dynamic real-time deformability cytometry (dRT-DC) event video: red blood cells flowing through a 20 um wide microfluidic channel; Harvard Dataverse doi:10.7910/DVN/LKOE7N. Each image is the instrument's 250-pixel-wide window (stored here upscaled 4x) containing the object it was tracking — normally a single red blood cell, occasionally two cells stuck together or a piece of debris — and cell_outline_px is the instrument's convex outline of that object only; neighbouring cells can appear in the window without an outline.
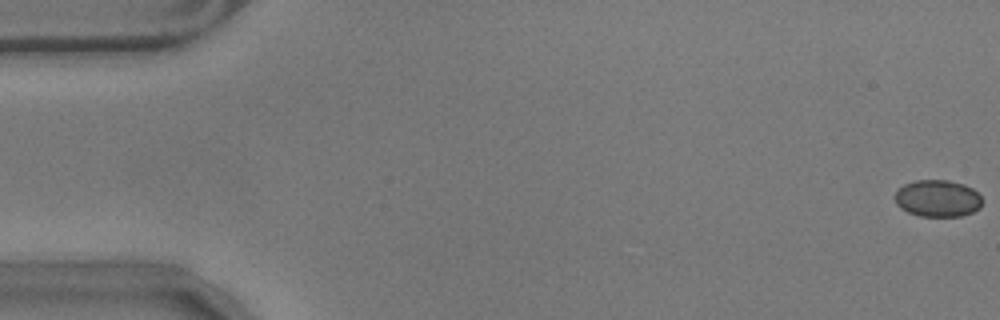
{"species": "common noctule bat (a hibernating species)", "species_latin": "Nyctalus noctula", "temperature_condition": "warm", "stored_images_in_passage": 15, "camera_frame_rate_fps": 3000, "um_per_image_px": 0.085, "animal": {"sex": "male", "body_mass_g": 17.9}, "frame": {"image": 1, "passage_image": 1, "time_ms": 0.0, "image_size_px": [1000, 320], "cell_outline_px": [[980, 208], [972, 212], [960, 216], [920, 216], [908, 212], [900, 208], [896, 204], [896, 192], [904, 184], [916, 180], [948, 180], [964, 184], [972, 188], [980, 196]], "centroid_in_image_um": [79.69, 16.86], "position_along_channel_um": 5.3, "area_um2": 18.61}}
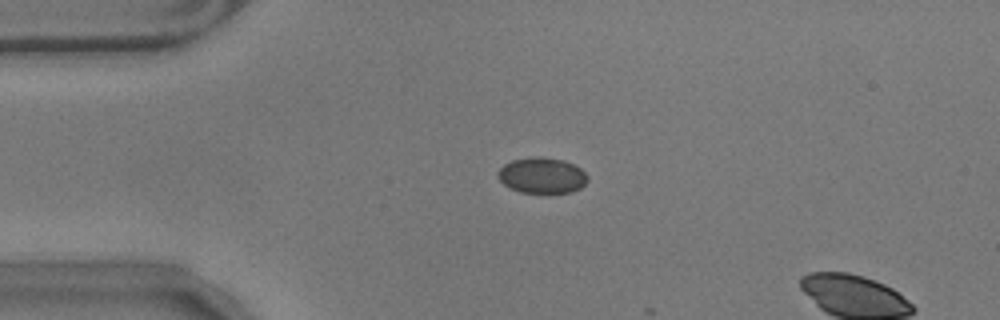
{"frame": {"image": 2, "passage_image": 14, "time_ms": 4.333, "image_size_px": [1000, 320], "cell_outline_px": [[588, 180], [580, 188], [572, 192], [548, 196], [520, 192], [504, 184], [500, 180], [496, 172], [504, 164], [512, 160], [536, 156], [540, 156], [564, 160], [580, 168], [588, 176]], "centroid_in_image_um": [46.08, 14.96], "position_along_channel_um": 38.9, "area_um2": 19.31}}